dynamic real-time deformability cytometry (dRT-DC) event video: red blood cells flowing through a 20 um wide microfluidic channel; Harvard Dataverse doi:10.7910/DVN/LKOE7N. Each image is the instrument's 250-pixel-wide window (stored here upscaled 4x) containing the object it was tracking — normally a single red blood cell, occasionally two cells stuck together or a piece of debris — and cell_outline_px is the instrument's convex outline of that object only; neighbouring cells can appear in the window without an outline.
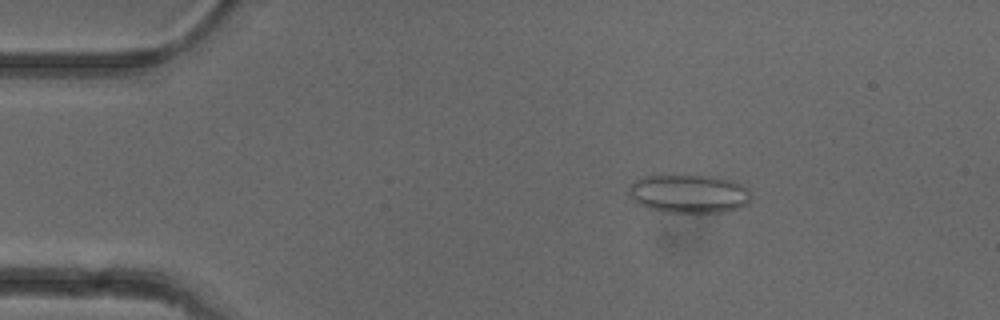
{"species": "common noctule bat (a hibernating species)", "species_latin": "Nyctalus noctula", "temperature_condition": "cold", "stored_images_in_passage": 52, "camera_frame_rate_fps": 3000, "um_per_image_px": 0.085, "animal": {"sex": "female"}, "frame": {"image": 1, "passage_image": 9, "time_ms": 2.667, "image_size_px": [1000, 320], "cell_outline_px": [[752, 196], [748, 204], [740, 208], [724, 212], [664, 212], [648, 208], [636, 204], [632, 200], [628, 192], [628, 188], [636, 180], [644, 176], [660, 172], [664, 172], [716, 176], [732, 180], [748, 188]], "centroid_in_image_um": [58.53, 16.42], "position_along_channel_um": 26.5, "area_um2": 28.73}}
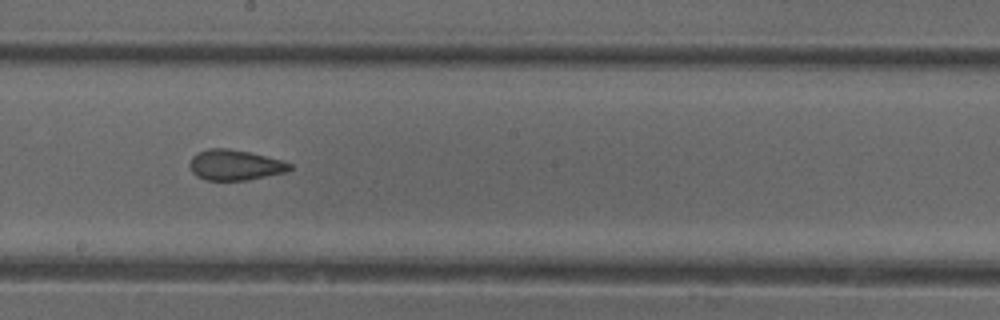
{"frame": {"image": 2, "passage_image": 29, "time_ms": 9.333, "image_size_px": [1000, 320], "cell_outline_px": [[292, 168], [284, 172], [248, 180], [204, 180], [196, 176], [192, 172], [188, 164], [192, 156], [208, 148], [228, 148], [248, 152], [284, 160], [292, 164]], "centroid_in_image_um": [19.95, 14.03], "position_along_channel_um": 228.2, "area_um2": 17.8}}
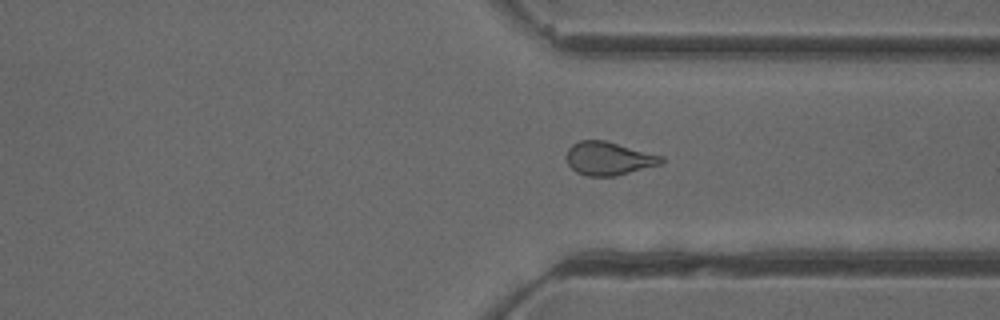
{"frame": {"image": 3, "passage_image": 39, "time_ms": 12.667, "image_size_px": [1000, 320], "cell_outline_px": [[664, 164], [616, 176], [588, 176], [576, 172], [568, 164], [564, 156], [568, 148], [572, 144], [580, 140], [604, 140], [664, 156]], "centroid_in_image_um": [51.75, 13.47], "position_along_channel_um": 359.7, "area_um2": 18.73}, "authors_computed_cell_mechanics": {"area_um2": 19.1896, "velocity_mm_per_s": 3.962, "shape_relaxation_time_tau1_ms": null, "shape_relaxation_time_tau2_ms": 1.2628, "deformation_change_tau1": null, "deformation_change_tau2": 0.0749}}